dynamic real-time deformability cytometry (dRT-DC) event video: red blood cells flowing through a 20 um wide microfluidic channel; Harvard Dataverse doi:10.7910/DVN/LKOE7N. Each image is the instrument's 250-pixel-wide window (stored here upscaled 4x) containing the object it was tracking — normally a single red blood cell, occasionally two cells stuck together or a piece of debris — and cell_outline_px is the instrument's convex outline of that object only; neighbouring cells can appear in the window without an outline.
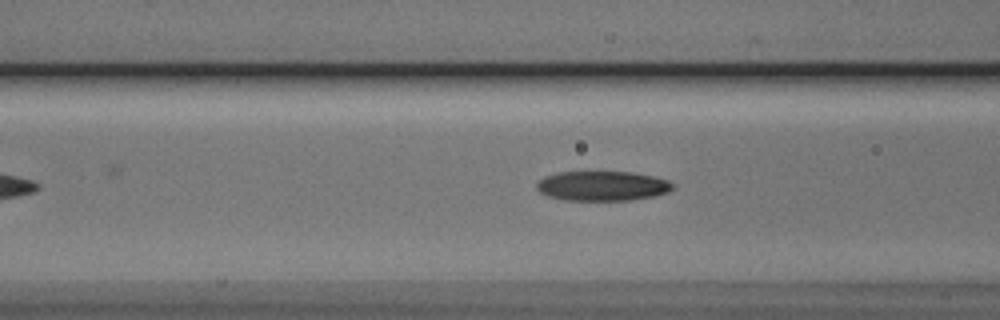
{"species": "Egyptian fruit bat (a non-hibernating species)", "species_latin": "Rousettus aegyptiacus", "temperature_condition": "cold", "stored_images_in_passage": 40, "camera_frame_rate_fps": 3000, "um_per_image_px": 0.085, "animal": {"sex": "male"}, "frame": {"image": 1, "passage_image": 15, "time_ms": 4.667, "image_size_px": [1000, 320], "cell_outline_px": [[676, 188], [668, 192], [652, 196], [628, 200], [564, 200], [548, 196], [540, 192], [536, 188], [536, 184], [544, 176], [560, 172], [632, 172], [652, 176], [668, 180], [676, 184]], "centroid_in_image_um": [51.22, 15.8], "position_along_channel_um": 115.4, "area_um2": 23.58}}
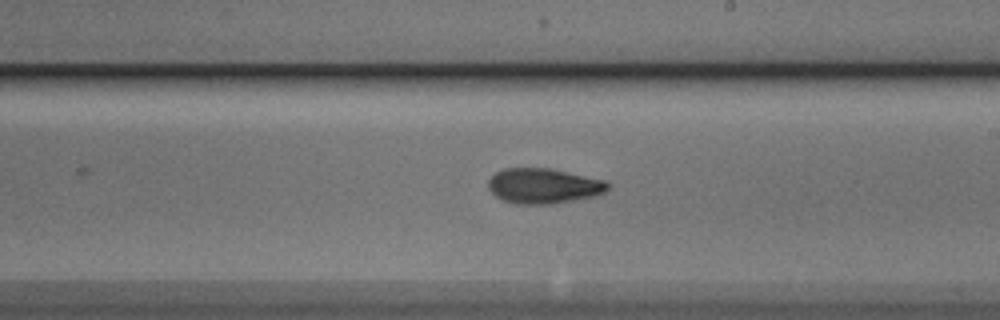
{"frame": {"image": 2, "passage_image": 25, "time_ms": 8.0, "image_size_px": [1000, 320], "cell_outline_px": [[612, 184], [604, 192], [596, 196], [552, 204], [516, 204], [504, 200], [496, 196], [488, 188], [488, 180], [496, 172], [504, 168], [548, 168], [608, 180]], "centroid_in_image_um": [46.24, 15.8], "position_along_channel_um": 242.8, "area_um2": 24.68}}
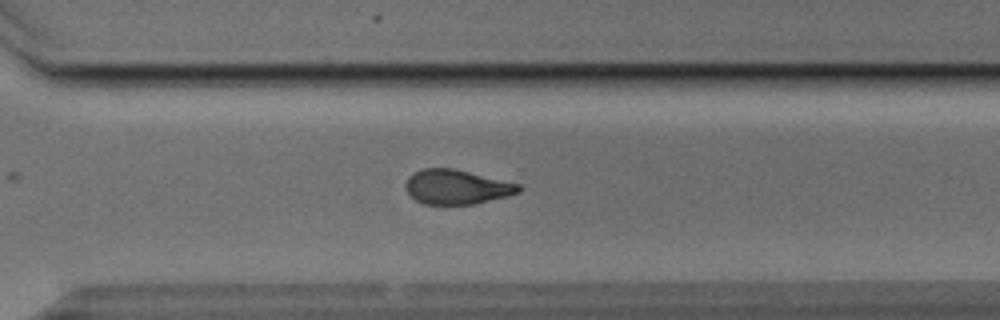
{"frame": {"image": 3, "passage_image": 32, "time_ms": 10.333, "image_size_px": [1000, 320], "cell_outline_px": [[524, 188], [520, 192], [508, 196], [476, 204], [424, 204], [416, 200], [408, 192], [408, 176], [424, 168], [452, 168], [520, 184]], "centroid_in_image_um": [38.89, 15.9], "position_along_channel_um": 331.7, "area_um2": 22.48}, "authors_computed_cell_mechanics": {"area_um2": 23.8714, "velocity_mm_per_s": 3.8181, "shape_relaxation_time_tau1_ms": 4.2291, "shape_relaxation_time_tau2_ms": 3.1093, "deformation_change_tau1": 0.1538, "deformation_change_tau2": 0.1038}}